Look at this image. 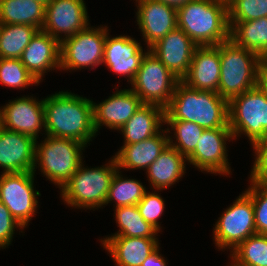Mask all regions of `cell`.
I'll return each mask as SVG.
<instances>
[{
    "instance_id": "1",
    "label": "cell",
    "mask_w": 267,
    "mask_h": 266,
    "mask_svg": "<svg viewBox=\"0 0 267 266\" xmlns=\"http://www.w3.org/2000/svg\"><path fill=\"white\" fill-rule=\"evenodd\" d=\"M45 135L75 139L85 145L98 135L94 128L93 100L59 91L43 98Z\"/></svg>"
},
{
    "instance_id": "2",
    "label": "cell",
    "mask_w": 267,
    "mask_h": 266,
    "mask_svg": "<svg viewBox=\"0 0 267 266\" xmlns=\"http://www.w3.org/2000/svg\"><path fill=\"white\" fill-rule=\"evenodd\" d=\"M164 120H185L204 129L230 128L228 101L217 92L195 90L180 81L165 108Z\"/></svg>"
},
{
    "instance_id": "3",
    "label": "cell",
    "mask_w": 267,
    "mask_h": 266,
    "mask_svg": "<svg viewBox=\"0 0 267 266\" xmlns=\"http://www.w3.org/2000/svg\"><path fill=\"white\" fill-rule=\"evenodd\" d=\"M177 27L197 46H216L230 38L227 7L214 0H191L177 8Z\"/></svg>"
},
{
    "instance_id": "4",
    "label": "cell",
    "mask_w": 267,
    "mask_h": 266,
    "mask_svg": "<svg viewBox=\"0 0 267 266\" xmlns=\"http://www.w3.org/2000/svg\"><path fill=\"white\" fill-rule=\"evenodd\" d=\"M81 164L78 170L60 189L63 202L72 209L95 210L105 207L111 180L118 170L112 156L100 167L89 168Z\"/></svg>"
},
{
    "instance_id": "5",
    "label": "cell",
    "mask_w": 267,
    "mask_h": 266,
    "mask_svg": "<svg viewBox=\"0 0 267 266\" xmlns=\"http://www.w3.org/2000/svg\"><path fill=\"white\" fill-rule=\"evenodd\" d=\"M220 53L218 94L228 102L257 86V71L262 58L237 45L231 38L217 45Z\"/></svg>"
},
{
    "instance_id": "6",
    "label": "cell",
    "mask_w": 267,
    "mask_h": 266,
    "mask_svg": "<svg viewBox=\"0 0 267 266\" xmlns=\"http://www.w3.org/2000/svg\"><path fill=\"white\" fill-rule=\"evenodd\" d=\"M86 147L75 139L44 135L41 143L36 140L33 173H36L38 167L47 180L61 189L84 163L83 151Z\"/></svg>"
},
{
    "instance_id": "7",
    "label": "cell",
    "mask_w": 267,
    "mask_h": 266,
    "mask_svg": "<svg viewBox=\"0 0 267 266\" xmlns=\"http://www.w3.org/2000/svg\"><path fill=\"white\" fill-rule=\"evenodd\" d=\"M228 110L234 140L243 134L252 145L267 137V97L257 86L231 99Z\"/></svg>"
},
{
    "instance_id": "8",
    "label": "cell",
    "mask_w": 267,
    "mask_h": 266,
    "mask_svg": "<svg viewBox=\"0 0 267 266\" xmlns=\"http://www.w3.org/2000/svg\"><path fill=\"white\" fill-rule=\"evenodd\" d=\"M107 25H89L60 43V71L93 69L102 65Z\"/></svg>"
},
{
    "instance_id": "9",
    "label": "cell",
    "mask_w": 267,
    "mask_h": 266,
    "mask_svg": "<svg viewBox=\"0 0 267 266\" xmlns=\"http://www.w3.org/2000/svg\"><path fill=\"white\" fill-rule=\"evenodd\" d=\"M254 234L256 228L253 203L244 191L215 222L213 240L219 251L232 252L241 242Z\"/></svg>"
},
{
    "instance_id": "10",
    "label": "cell",
    "mask_w": 267,
    "mask_h": 266,
    "mask_svg": "<svg viewBox=\"0 0 267 266\" xmlns=\"http://www.w3.org/2000/svg\"><path fill=\"white\" fill-rule=\"evenodd\" d=\"M180 81L152 52L148 51L130 83V89L144 104H155L165 109L170 104L176 85Z\"/></svg>"
},
{
    "instance_id": "11",
    "label": "cell",
    "mask_w": 267,
    "mask_h": 266,
    "mask_svg": "<svg viewBox=\"0 0 267 266\" xmlns=\"http://www.w3.org/2000/svg\"><path fill=\"white\" fill-rule=\"evenodd\" d=\"M34 175L33 172L0 174V201L23 228L38 213L41 193L34 189Z\"/></svg>"
},
{
    "instance_id": "12",
    "label": "cell",
    "mask_w": 267,
    "mask_h": 266,
    "mask_svg": "<svg viewBox=\"0 0 267 266\" xmlns=\"http://www.w3.org/2000/svg\"><path fill=\"white\" fill-rule=\"evenodd\" d=\"M228 140H234L230 128L204 129L195 150L187 157L188 165L203 173L228 176L232 173L226 147Z\"/></svg>"
},
{
    "instance_id": "13",
    "label": "cell",
    "mask_w": 267,
    "mask_h": 266,
    "mask_svg": "<svg viewBox=\"0 0 267 266\" xmlns=\"http://www.w3.org/2000/svg\"><path fill=\"white\" fill-rule=\"evenodd\" d=\"M84 0H51L45 6V21L41 30L60 43L90 25Z\"/></svg>"
},
{
    "instance_id": "14",
    "label": "cell",
    "mask_w": 267,
    "mask_h": 266,
    "mask_svg": "<svg viewBox=\"0 0 267 266\" xmlns=\"http://www.w3.org/2000/svg\"><path fill=\"white\" fill-rule=\"evenodd\" d=\"M1 109L3 128L18 132L38 140L39 133L45 132V115L43 99L24 95L9 100ZM42 129V130H41Z\"/></svg>"
},
{
    "instance_id": "15",
    "label": "cell",
    "mask_w": 267,
    "mask_h": 266,
    "mask_svg": "<svg viewBox=\"0 0 267 266\" xmlns=\"http://www.w3.org/2000/svg\"><path fill=\"white\" fill-rule=\"evenodd\" d=\"M107 33L102 65L110 69L119 76L128 78V84L131 83L138 72L142 59L149 51L141 46L135 38L129 35H118L111 37Z\"/></svg>"
},
{
    "instance_id": "16",
    "label": "cell",
    "mask_w": 267,
    "mask_h": 266,
    "mask_svg": "<svg viewBox=\"0 0 267 266\" xmlns=\"http://www.w3.org/2000/svg\"><path fill=\"white\" fill-rule=\"evenodd\" d=\"M135 2L136 21L146 48H150L177 27V8L156 0Z\"/></svg>"
},
{
    "instance_id": "17",
    "label": "cell",
    "mask_w": 267,
    "mask_h": 266,
    "mask_svg": "<svg viewBox=\"0 0 267 266\" xmlns=\"http://www.w3.org/2000/svg\"><path fill=\"white\" fill-rule=\"evenodd\" d=\"M100 103L93 101L94 128L96 133L105 126L110 130H119L144 104L130 88L119 89ZM102 126V127H101Z\"/></svg>"
},
{
    "instance_id": "18",
    "label": "cell",
    "mask_w": 267,
    "mask_h": 266,
    "mask_svg": "<svg viewBox=\"0 0 267 266\" xmlns=\"http://www.w3.org/2000/svg\"><path fill=\"white\" fill-rule=\"evenodd\" d=\"M197 47L181 28L176 27L153 44L149 51L181 80L189 70Z\"/></svg>"
},
{
    "instance_id": "19",
    "label": "cell",
    "mask_w": 267,
    "mask_h": 266,
    "mask_svg": "<svg viewBox=\"0 0 267 266\" xmlns=\"http://www.w3.org/2000/svg\"><path fill=\"white\" fill-rule=\"evenodd\" d=\"M35 152L34 138L0 128V173L33 172Z\"/></svg>"
},
{
    "instance_id": "20",
    "label": "cell",
    "mask_w": 267,
    "mask_h": 266,
    "mask_svg": "<svg viewBox=\"0 0 267 266\" xmlns=\"http://www.w3.org/2000/svg\"><path fill=\"white\" fill-rule=\"evenodd\" d=\"M60 54V42L47 32L38 30L24 49L20 60L40 83L50 70H60Z\"/></svg>"
},
{
    "instance_id": "21",
    "label": "cell",
    "mask_w": 267,
    "mask_h": 266,
    "mask_svg": "<svg viewBox=\"0 0 267 266\" xmlns=\"http://www.w3.org/2000/svg\"><path fill=\"white\" fill-rule=\"evenodd\" d=\"M219 81V47L198 46L194 50L189 70L181 82L195 90L218 92Z\"/></svg>"
},
{
    "instance_id": "22",
    "label": "cell",
    "mask_w": 267,
    "mask_h": 266,
    "mask_svg": "<svg viewBox=\"0 0 267 266\" xmlns=\"http://www.w3.org/2000/svg\"><path fill=\"white\" fill-rule=\"evenodd\" d=\"M100 242L107 254L111 255L116 266H141L160 244L158 238L109 235L100 239Z\"/></svg>"
},
{
    "instance_id": "23",
    "label": "cell",
    "mask_w": 267,
    "mask_h": 266,
    "mask_svg": "<svg viewBox=\"0 0 267 266\" xmlns=\"http://www.w3.org/2000/svg\"><path fill=\"white\" fill-rule=\"evenodd\" d=\"M169 145L168 134L164 127L157 135L138 143L123 145L114 158L119 170L145 171Z\"/></svg>"
},
{
    "instance_id": "24",
    "label": "cell",
    "mask_w": 267,
    "mask_h": 266,
    "mask_svg": "<svg viewBox=\"0 0 267 266\" xmlns=\"http://www.w3.org/2000/svg\"><path fill=\"white\" fill-rule=\"evenodd\" d=\"M165 109L155 104H143L119 130L123 145L138 143L157 135L164 127ZM162 127V128H161Z\"/></svg>"
},
{
    "instance_id": "25",
    "label": "cell",
    "mask_w": 267,
    "mask_h": 266,
    "mask_svg": "<svg viewBox=\"0 0 267 266\" xmlns=\"http://www.w3.org/2000/svg\"><path fill=\"white\" fill-rule=\"evenodd\" d=\"M187 158L168 145L158 158L145 170L150 187L154 190L169 189L186 173Z\"/></svg>"
},
{
    "instance_id": "26",
    "label": "cell",
    "mask_w": 267,
    "mask_h": 266,
    "mask_svg": "<svg viewBox=\"0 0 267 266\" xmlns=\"http://www.w3.org/2000/svg\"><path fill=\"white\" fill-rule=\"evenodd\" d=\"M45 6L38 0H0V24H28L41 30Z\"/></svg>"
},
{
    "instance_id": "27",
    "label": "cell",
    "mask_w": 267,
    "mask_h": 266,
    "mask_svg": "<svg viewBox=\"0 0 267 266\" xmlns=\"http://www.w3.org/2000/svg\"><path fill=\"white\" fill-rule=\"evenodd\" d=\"M230 38L239 46L267 58V17L237 22L230 29Z\"/></svg>"
},
{
    "instance_id": "28",
    "label": "cell",
    "mask_w": 267,
    "mask_h": 266,
    "mask_svg": "<svg viewBox=\"0 0 267 266\" xmlns=\"http://www.w3.org/2000/svg\"><path fill=\"white\" fill-rule=\"evenodd\" d=\"M37 31L28 24H0V58L20 59Z\"/></svg>"
},
{
    "instance_id": "29",
    "label": "cell",
    "mask_w": 267,
    "mask_h": 266,
    "mask_svg": "<svg viewBox=\"0 0 267 266\" xmlns=\"http://www.w3.org/2000/svg\"><path fill=\"white\" fill-rule=\"evenodd\" d=\"M115 223L119 230L110 236H126L134 238H158V231L146 222L137 205L114 208Z\"/></svg>"
},
{
    "instance_id": "30",
    "label": "cell",
    "mask_w": 267,
    "mask_h": 266,
    "mask_svg": "<svg viewBox=\"0 0 267 266\" xmlns=\"http://www.w3.org/2000/svg\"><path fill=\"white\" fill-rule=\"evenodd\" d=\"M122 172L118 169L110 184L109 193L105 205L113 204V208L123 207L128 205H137L143 198L146 187L137 179L123 177Z\"/></svg>"
},
{
    "instance_id": "31",
    "label": "cell",
    "mask_w": 267,
    "mask_h": 266,
    "mask_svg": "<svg viewBox=\"0 0 267 266\" xmlns=\"http://www.w3.org/2000/svg\"><path fill=\"white\" fill-rule=\"evenodd\" d=\"M164 125L167 126L165 129L168 134L169 145L186 158L195 150L204 131V128L198 124L185 120H164ZM171 131H173L174 137L170 136Z\"/></svg>"
},
{
    "instance_id": "32",
    "label": "cell",
    "mask_w": 267,
    "mask_h": 266,
    "mask_svg": "<svg viewBox=\"0 0 267 266\" xmlns=\"http://www.w3.org/2000/svg\"><path fill=\"white\" fill-rule=\"evenodd\" d=\"M234 266H267V235L254 234L230 252Z\"/></svg>"
},
{
    "instance_id": "33",
    "label": "cell",
    "mask_w": 267,
    "mask_h": 266,
    "mask_svg": "<svg viewBox=\"0 0 267 266\" xmlns=\"http://www.w3.org/2000/svg\"><path fill=\"white\" fill-rule=\"evenodd\" d=\"M0 84L12 89H28L40 83L26 69L20 59L0 58Z\"/></svg>"
},
{
    "instance_id": "34",
    "label": "cell",
    "mask_w": 267,
    "mask_h": 266,
    "mask_svg": "<svg viewBox=\"0 0 267 266\" xmlns=\"http://www.w3.org/2000/svg\"><path fill=\"white\" fill-rule=\"evenodd\" d=\"M227 11L231 29L237 22L267 17V0H234Z\"/></svg>"
},
{
    "instance_id": "35",
    "label": "cell",
    "mask_w": 267,
    "mask_h": 266,
    "mask_svg": "<svg viewBox=\"0 0 267 266\" xmlns=\"http://www.w3.org/2000/svg\"><path fill=\"white\" fill-rule=\"evenodd\" d=\"M159 192L160 190L146 191L137 208L143 219L160 233L161 222L158 219L164 214L165 201Z\"/></svg>"
},
{
    "instance_id": "36",
    "label": "cell",
    "mask_w": 267,
    "mask_h": 266,
    "mask_svg": "<svg viewBox=\"0 0 267 266\" xmlns=\"http://www.w3.org/2000/svg\"><path fill=\"white\" fill-rule=\"evenodd\" d=\"M249 183L245 192L252 199L256 233L267 235V186L252 181Z\"/></svg>"
},
{
    "instance_id": "37",
    "label": "cell",
    "mask_w": 267,
    "mask_h": 266,
    "mask_svg": "<svg viewBox=\"0 0 267 266\" xmlns=\"http://www.w3.org/2000/svg\"><path fill=\"white\" fill-rule=\"evenodd\" d=\"M251 147L255 159L248 179L267 186V137L255 141Z\"/></svg>"
},
{
    "instance_id": "38",
    "label": "cell",
    "mask_w": 267,
    "mask_h": 266,
    "mask_svg": "<svg viewBox=\"0 0 267 266\" xmlns=\"http://www.w3.org/2000/svg\"><path fill=\"white\" fill-rule=\"evenodd\" d=\"M20 230H18V229ZM15 230L23 233L24 228L11 215L9 209L0 201V250L11 245Z\"/></svg>"
},
{
    "instance_id": "39",
    "label": "cell",
    "mask_w": 267,
    "mask_h": 266,
    "mask_svg": "<svg viewBox=\"0 0 267 266\" xmlns=\"http://www.w3.org/2000/svg\"><path fill=\"white\" fill-rule=\"evenodd\" d=\"M257 87L267 97V60L262 59L257 71Z\"/></svg>"
},
{
    "instance_id": "40",
    "label": "cell",
    "mask_w": 267,
    "mask_h": 266,
    "mask_svg": "<svg viewBox=\"0 0 267 266\" xmlns=\"http://www.w3.org/2000/svg\"><path fill=\"white\" fill-rule=\"evenodd\" d=\"M160 246H158L150 255L144 260L141 266H168L167 260L160 254Z\"/></svg>"
},
{
    "instance_id": "41",
    "label": "cell",
    "mask_w": 267,
    "mask_h": 266,
    "mask_svg": "<svg viewBox=\"0 0 267 266\" xmlns=\"http://www.w3.org/2000/svg\"><path fill=\"white\" fill-rule=\"evenodd\" d=\"M156 1H160L172 7L179 8L191 0H156Z\"/></svg>"
},
{
    "instance_id": "42",
    "label": "cell",
    "mask_w": 267,
    "mask_h": 266,
    "mask_svg": "<svg viewBox=\"0 0 267 266\" xmlns=\"http://www.w3.org/2000/svg\"><path fill=\"white\" fill-rule=\"evenodd\" d=\"M220 4L225 5L227 8L229 7V5L234 1V0H214Z\"/></svg>"
},
{
    "instance_id": "43",
    "label": "cell",
    "mask_w": 267,
    "mask_h": 266,
    "mask_svg": "<svg viewBox=\"0 0 267 266\" xmlns=\"http://www.w3.org/2000/svg\"><path fill=\"white\" fill-rule=\"evenodd\" d=\"M38 1H40V2H42V3H44V4L46 5V4H48L51 0H38Z\"/></svg>"
},
{
    "instance_id": "44",
    "label": "cell",
    "mask_w": 267,
    "mask_h": 266,
    "mask_svg": "<svg viewBox=\"0 0 267 266\" xmlns=\"http://www.w3.org/2000/svg\"><path fill=\"white\" fill-rule=\"evenodd\" d=\"M2 127L1 125V109H0V128Z\"/></svg>"
}]
</instances>
